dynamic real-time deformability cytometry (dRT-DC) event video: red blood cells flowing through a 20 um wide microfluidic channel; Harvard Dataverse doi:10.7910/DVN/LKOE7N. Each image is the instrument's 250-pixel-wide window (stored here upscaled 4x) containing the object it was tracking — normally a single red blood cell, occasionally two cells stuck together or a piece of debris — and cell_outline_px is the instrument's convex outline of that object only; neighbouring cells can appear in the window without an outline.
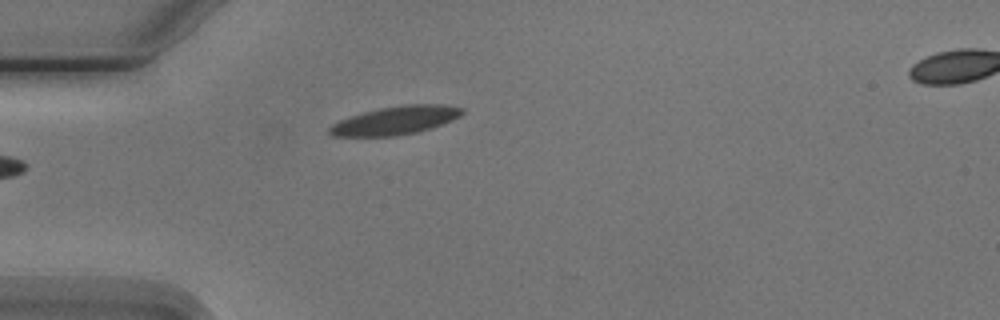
{"species": "Egyptian fruit bat (a non-hibernating species)", "species_latin": "Rousettus aegyptiacus", "temperature_condition": "cold", "stored_images_in_passage": 2, "camera_frame_rate_fps": 3000, "um_per_image_px": 0.085, "animal": {"sex": "male"}, "frame": {"image": 1, "passage_image": 1, "time_ms": 0.0, "image_size_px": [1000, 320], "cell_outline_px": [[464, 112], [460, 116], [452, 120], [416, 132], [396, 136], [332, 136], [328, 132], [328, 128], [332, 124], [340, 120], [364, 112], [380, 108], [404, 104], [440, 104], [464, 108]], "centroid_in_image_um": [33.6, 10.23], "position_along_channel_um": 51.4, "area_um2": 21.68}}